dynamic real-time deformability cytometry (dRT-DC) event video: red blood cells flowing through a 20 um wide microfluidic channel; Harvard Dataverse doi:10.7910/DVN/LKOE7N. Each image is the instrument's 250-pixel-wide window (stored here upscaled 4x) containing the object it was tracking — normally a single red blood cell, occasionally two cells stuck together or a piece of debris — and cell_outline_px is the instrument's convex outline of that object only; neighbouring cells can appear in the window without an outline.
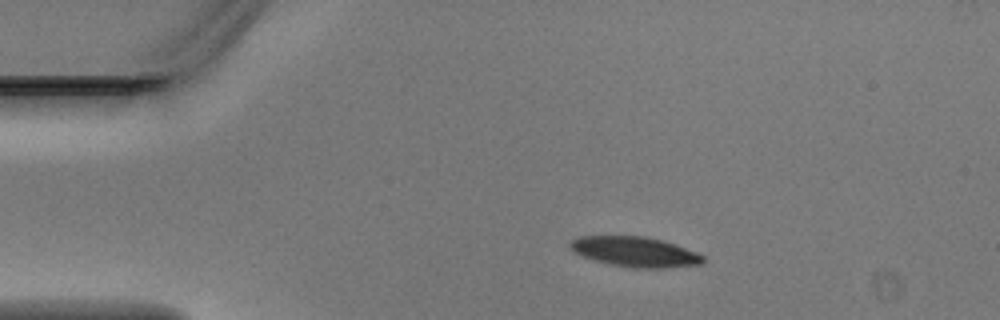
{"species": "Egyptian fruit bat (a non-hibernating species)", "species_latin": "Rousettus aegyptiacus", "temperature_condition": "warm", "stored_images_in_passage": 3, "camera_frame_rate_fps": 3000, "um_per_image_px": 0.085, "animal": {"sex": "male"}, "frame": {"image": 1, "passage_image": 2, "time_ms": 0.333, "image_size_px": [1000, 320], "cell_outline_px": [[704, 260], [700, 264], [668, 268], [636, 268], [612, 264], [596, 260], [572, 252], [568, 248], [568, 244], [576, 236], [644, 236], [660, 240], [696, 252], [704, 256]], "centroid_in_image_um": [53.92, 21.4], "position_along_channel_um": 31.1, "area_um2": 23.06}}